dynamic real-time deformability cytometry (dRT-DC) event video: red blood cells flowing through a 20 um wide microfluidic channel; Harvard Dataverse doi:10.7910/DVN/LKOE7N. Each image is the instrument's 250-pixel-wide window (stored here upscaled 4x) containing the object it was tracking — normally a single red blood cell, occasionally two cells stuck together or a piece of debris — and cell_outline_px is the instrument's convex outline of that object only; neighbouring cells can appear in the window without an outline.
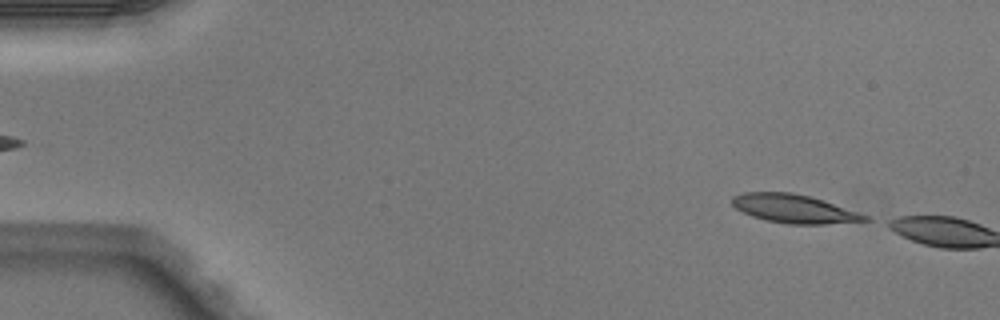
{"species": "Egyptian fruit bat (a non-hibernating species)", "species_latin": "Rousettus aegyptiacus", "temperature_condition": "warm", "stored_images_in_passage": 6, "segment_of_instrument_passage": [2, 2], "camera_frame_rate_fps": 3000, "um_per_image_px": 0.085, "animal": {"sex": "male"}, "frame": {"image": 1, "passage_image": 6, "time_ms": 1.667, "image_size_px": [1000, 320], "cell_outline_px": [[872, 220], [824, 224], [788, 224], [768, 220], [752, 216], [736, 208], [732, 204], [732, 196], [744, 192], [792, 192], [824, 200], [868, 216]], "centroid_in_image_um": [67.49, 17.73], "position_along_channel_um": 17.5, "area_um2": 21.85}}